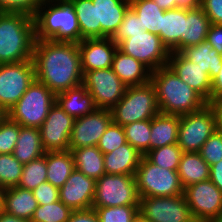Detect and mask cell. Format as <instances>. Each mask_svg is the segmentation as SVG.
<instances>
[{
    "instance_id": "cell-42",
    "label": "cell",
    "mask_w": 222,
    "mask_h": 222,
    "mask_svg": "<svg viewBox=\"0 0 222 222\" xmlns=\"http://www.w3.org/2000/svg\"><path fill=\"white\" fill-rule=\"evenodd\" d=\"M20 132V125L7 116L0 123V154H11Z\"/></svg>"
},
{
    "instance_id": "cell-58",
    "label": "cell",
    "mask_w": 222,
    "mask_h": 222,
    "mask_svg": "<svg viewBox=\"0 0 222 222\" xmlns=\"http://www.w3.org/2000/svg\"><path fill=\"white\" fill-rule=\"evenodd\" d=\"M134 222H145L140 216Z\"/></svg>"
},
{
    "instance_id": "cell-47",
    "label": "cell",
    "mask_w": 222,
    "mask_h": 222,
    "mask_svg": "<svg viewBox=\"0 0 222 222\" xmlns=\"http://www.w3.org/2000/svg\"><path fill=\"white\" fill-rule=\"evenodd\" d=\"M201 7L210 23L222 24V0H202Z\"/></svg>"
},
{
    "instance_id": "cell-45",
    "label": "cell",
    "mask_w": 222,
    "mask_h": 222,
    "mask_svg": "<svg viewBox=\"0 0 222 222\" xmlns=\"http://www.w3.org/2000/svg\"><path fill=\"white\" fill-rule=\"evenodd\" d=\"M43 0H0V12L24 13L34 17Z\"/></svg>"
},
{
    "instance_id": "cell-5",
    "label": "cell",
    "mask_w": 222,
    "mask_h": 222,
    "mask_svg": "<svg viewBox=\"0 0 222 222\" xmlns=\"http://www.w3.org/2000/svg\"><path fill=\"white\" fill-rule=\"evenodd\" d=\"M110 111L112 122L122 127L152 119L160 113L154 85L150 81L144 85L127 87L122 99Z\"/></svg>"
},
{
    "instance_id": "cell-19",
    "label": "cell",
    "mask_w": 222,
    "mask_h": 222,
    "mask_svg": "<svg viewBox=\"0 0 222 222\" xmlns=\"http://www.w3.org/2000/svg\"><path fill=\"white\" fill-rule=\"evenodd\" d=\"M167 65L174 73L210 104L211 79L206 69L192 63L180 52H171Z\"/></svg>"
},
{
    "instance_id": "cell-30",
    "label": "cell",
    "mask_w": 222,
    "mask_h": 222,
    "mask_svg": "<svg viewBox=\"0 0 222 222\" xmlns=\"http://www.w3.org/2000/svg\"><path fill=\"white\" fill-rule=\"evenodd\" d=\"M178 175L183 188L194 183L209 180L210 166L198 152H183L180 158Z\"/></svg>"
},
{
    "instance_id": "cell-16",
    "label": "cell",
    "mask_w": 222,
    "mask_h": 222,
    "mask_svg": "<svg viewBox=\"0 0 222 222\" xmlns=\"http://www.w3.org/2000/svg\"><path fill=\"white\" fill-rule=\"evenodd\" d=\"M111 122L112 114L107 109H96L90 114L76 118L69 140V150L97 146Z\"/></svg>"
},
{
    "instance_id": "cell-27",
    "label": "cell",
    "mask_w": 222,
    "mask_h": 222,
    "mask_svg": "<svg viewBox=\"0 0 222 222\" xmlns=\"http://www.w3.org/2000/svg\"><path fill=\"white\" fill-rule=\"evenodd\" d=\"M210 24V20L201 6L187 8L184 35H181V50L205 42Z\"/></svg>"
},
{
    "instance_id": "cell-25",
    "label": "cell",
    "mask_w": 222,
    "mask_h": 222,
    "mask_svg": "<svg viewBox=\"0 0 222 222\" xmlns=\"http://www.w3.org/2000/svg\"><path fill=\"white\" fill-rule=\"evenodd\" d=\"M187 8L165 10L162 15L161 32L159 37L170 52L181 51V35H184V19Z\"/></svg>"
},
{
    "instance_id": "cell-35",
    "label": "cell",
    "mask_w": 222,
    "mask_h": 222,
    "mask_svg": "<svg viewBox=\"0 0 222 222\" xmlns=\"http://www.w3.org/2000/svg\"><path fill=\"white\" fill-rule=\"evenodd\" d=\"M126 141L142 155L150 151L151 119L123 126Z\"/></svg>"
},
{
    "instance_id": "cell-57",
    "label": "cell",
    "mask_w": 222,
    "mask_h": 222,
    "mask_svg": "<svg viewBox=\"0 0 222 222\" xmlns=\"http://www.w3.org/2000/svg\"><path fill=\"white\" fill-rule=\"evenodd\" d=\"M2 211V190L0 189V212Z\"/></svg>"
},
{
    "instance_id": "cell-28",
    "label": "cell",
    "mask_w": 222,
    "mask_h": 222,
    "mask_svg": "<svg viewBox=\"0 0 222 222\" xmlns=\"http://www.w3.org/2000/svg\"><path fill=\"white\" fill-rule=\"evenodd\" d=\"M45 153L41 141L40 129L36 127H22L17 143L13 150V156L23 165L42 157Z\"/></svg>"
},
{
    "instance_id": "cell-11",
    "label": "cell",
    "mask_w": 222,
    "mask_h": 222,
    "mask_svg": "<svg viewBox=\"0 0 222 222\" xmlns=\"http://www.w3.org/2000/svg\"><path fill=\"white\" fill-rule=\"evenodd\" d=\"M35 79L33 60L0 64V107L8 112Z\"/></svg>"
},
{
    "instance_id": "cell-6",
    "label": "cell",
    "mask_w": 222,
    "mask_h": 222,
    "mask_svg": "<svg viewBox=\"0 0 222 222\" xmlns=\"http://www.w3.org/2000/svg\"><path fill=\"white\" fill-rule=\"evenodd\" d=\"M55 103L56 95L35 79L18 102L8 110L7 117L22 127L39 128Z\"/></svg>"
},
{
    "instance_id": "cell-26",
    "label": "cell",
    "mask_w": 222,
    "mask_h": 222,
    "mask_svg": "<svg viewBox=\"0 0 222 222\" xmlns=\"http://www.w3.org/2000/svg\"><path fill=\"white\" fill-rule=\"evenodd\" d=\"M180 115L158 113L151 119L150 150L177 144Z\"/></svg>"
},
{
    "instance_id": "cell-12",
    "label": "cell",
    "mask_w": 222,
    "mask_h": 222,
    "mask_svg": "<svg viewBox=\"0 0 222 222\" xmlns=\"http://www.w3.org/2000/svg\"><path fill=\"white\" fill-rule=\"evenodd\" d=\"M83 85L93 97L97 109L111 110L124 96L127 86L112 68L87 71Z\"/></svg>"
},
{
    "instance_id": "cell-55",
    "label": "cell",
    "mask_w": 222,
    "mask_h": 222,
    "mask_svg": "<svg viewBox=\"0 0 222 222\" xmlns=\"http://www.w3.org/2000/svg\"><path fill=\"white\" fill-rule=\"evenodd\" d=\"M161 9L171 10L176 8V2H170V0H153Z\"/></svg>"
},
{
    "instance_id": "cell-22",
    "label": "cell",
    "mask_w": 222,
    "mask_h": 222,
    "mask_svg": "<svg viewBox=\"0 0 222 222\" xmlns=\"http://www.w3.org/2000/svg\"><path fill=\"white\" fill-rule=\"evenodd\" d=\"M37 207L32 190L21 187L2 190V211L9 215L31 220Z\"/></svg>"
},
{
    "instance_id": "cell-29",
    "label": "cell",
    "mask_w": 222,
    "mask_h": 222,
    "mask_svg": "<svg viewBox=\"0 0 222 222\" xmlns=\"http://www.w3.org/2000/svg\"><path fill=\"white\" fill-rule=\"evenodd\" d=\"M47 182L61 188L75 170L74 158L70 150L45 152Z\"/></svg>"
},
{
    "instance_id": "cell-59",
    "label": "cell",
    "mask_w": 222,
    "mask_h": 222,
    "mask_svg": "<svg viewBox=\"0 0 222 222\" xmlns=\"http://www.w3.org/2000/svg\"><path fill=\"white\" fill-rule=\"evenodd\" d=\"M191 222H206V221H201V220H196V219H194V220L191 221Z\"/></svg>"
},
{
    "instance_id": "cell-40",
    "label": "cell",
    "mask_w": 222,
    "mask_h": 222,
    "mask_svg": "<svg viewBox=\"0 0 222 222\" xmlns=\"http://www.w3.org/2000/svg\"><path fill=\"white\" fill-rule=\"evenodd\" d=\"M99 222H134L139 217V206L93 208Z\"/></svg>"
},
{
    "instance_id": "cell-54",
    "label": "cell",
    "mask_w": 222,
    "mask_h": 222,
    "mask_svg": "<svg viewBox=\"0 0 222 222\" xmlns=\"http://www.w3.org/2000/svg\"><path fill=\"white\" fill-rule=\"evenodd\" d=\"M0 222H31V220L18 218L1 211Z\"/></svg>"
},
{
    "instance_id": "cell-18",
    "label": "cell",
    "mask_w": 222,
    "mask_h": 222,
    "mask_svg": "<svg viewBox=\"0 0 222 222\" xmlns=\"http://www.w3.org/2000/svg\"><path fill=\"white\" fill-rule=\"evenodd\" d=\"M78 48L84 75L87 71L111 68L118 45L111 37L86 38L78 43Z\"/></svg>"
},
{
    "instance_id": "cell-9",
    "label": "cell",
    "mask_w": 222,
    "mask_h": 222,
    "mask_svg": "<svg viewBox=\"0 0 222 222\" xmlns=\"http://www.w3.org/2000/svg\"><path fill=\"white\" fill-rule=\"evenodd\" d=\"M217 130V115L211 104L199 111L180 115L177 144L183 152H199Z\"/></svg>"
},
{
    "instance_id": "cell-10",
    "label": "cell",
    "mask_w": 222,
    "mask_h": 222,
    "mask_svg": "<svg viewBox=\"0 0 222 222\" xmlns=\"http://www.w3.org/2000/svg\"><path fill=\"white\" fill-rule=\"evenodd\" d=\"M118 49L124 54L139 60L151 72L166 66L171 53L163 44L159 35L152 34L149 31L130 34V37L118 44Z\"/></svg>"
},
{
    "instance_id": "cell-3",
    "label": "cell",
    "mask_w": 222,
    "mask_h": 222,
    "mask_svg": "<svg viewBox=\"0 0 222 222\" xmlns=\"http://www.w3.org/2000/svg\"><path fill=\"white\" fill-rule=\"evenodd\" d=\"M35 41L32 16L0 12V64L32 60Z\"/></svg>"
},
{
    "instance_id": "cell-38",
    "label": "cell",
    "mask_w": 222,
    "mask_h": 222,
    "mask_svg": "<svg viewBox=\"0 0 222 222\" xmlns=\"http://www.w3.org/2000/svg\"><path fill=\"white\" fill-rule=\"evenodd\" d=\"M23 164L13 154H0V189L17 187L22 176Z\"/></svg>"
},
{
    "instance_id": "cell-15",
    "label": "cell",
    "mask_w": 222,
    "mask_h": 222,
    "mask_svg": "<svg viewBox=\"0 0 222 222\" xmlns=\"http://www.w3.org/2000/svg\"><path fill=\"white\" fill-rule=\"evenodd\" d=\"M74 120L57 103L51 107L46 119L39 127L45 152L69 150Z\"/></svg>"
},
{
    "instance_id": "cell-41",
    "label": "cell",
    "mask_w": 222,
    "mask_h": 222,
    "mask_svg": "<svg viewBox=\"0 0 222 222\" xmlns=\"http://www.w3.org/2000/svg\"><path fill=\"white\" fill-rule=\"evenodd\" d=\"M126 143L127 141L123 127L111 122L100 138L97 147L103 154H106Z\"/></svg>"
},
{
    "instance_id": "cell-20",
    "label": "cell",
    "mask_w": 222,
    "mask_h": 222,
    "mask_svg": "<svg viewBox=\"0 0 222 222\" xmlns=\"http://www.w3.org/2000/svg\"><path fill=\"white\" fill-rule=\"evenodd\" d=\"M111 68L127 87L144 85L151 79V71L145 65L118 48Z\"/></svg>"
},
{
    "instance_id": "cell-21",
    "label": "cell",
    "mask_w": 222,
    "mask_h": 222,
    "mask_svg": "<svg viewBox=\"0 0 222 222\" xmlns=\"http://www.w3.org/2000/svg\"><path fill=\"white\" fill-rule=\"evenodd\" d=\"M96 3L97 25L101 38L112 37L124 19L130 0H92Z\"/></svg>"
},
{
    "instance_id": "cell-37",
    "label": "cell",
    "mask_w": 222,
    "mask_h": 222,
    "mask_svg": "<svg viewBox=\"0 0 222 222\" xmlns=\"http://www.w3.org/2000/svg\"><path fill=\"white\" fill-rule=\"evenodd\" d=\"M47 181L46 157L32 160L23 166L22 176L17 187L33 190Z\"/></svg>"
},
{
    "instance_id": "cell-33",
    "label": "cell",
    "mask_w": 222,
    "mask_h": 222,
    "mask_svg": "<svg viewBox=\"0 0 222 222\" xmlns=\"http://www.w3.org/2000/svg\"><path fill=\"white\" fill-rule=\"evenodd\" d=\"M75 10L81 32L86 38H101V25H97L96 3L92 0H69Z\"/></svg>"
},
{
    "instance_id": "cell-53",
    "label": "cell",
    "mask_w": 222,
    "mask_h": 222,
    "mask_svg": "<svg viewBox=\"0 0 222 222\" xmlns=\"http://www.w3.org/2000/svg\"><path fill=\"white\" fill-rule=\"evenodd\" d=\"M217 115V130L222 134V102L211 104Z\"/></svg>"
},
{
    "instance_id": "cell-46",
    "label": "cell",
    "mask_w": 222,
    "mask_h": 222,
    "mask_svg": "<svg viewBox=\"0 0 222 222\" xmlns=\"http://www.w3.org/2000/svg\"><path fill=\"white\" fill-rule=\"evenodd\" d=\"M38 205H48L59 201V188L51 185L49 182L41 183L32 190Z\"/></svg>"
},
{
    "instance_id": "cell-34",
    "label": "cell",
    "mask_w": 222,
    "mask_h": 222,
    "mask_svg": "<svg viewBox=\"0 0 222 222\" xmlns=\"http://www.w3.org/2000/svg\"><path fill=\"white\" fill-rule=\"evenodd\" d=\"M130 7L140 18L142 30L159 35L161 32L162 15L161 9L153 0H130Z\"/></svg>"
},
{
    "instance_id": "cell-39",
    "label": "cell",
    "mask_w": 222,
    "mask_h": 222,
    "mask_svg": "<svg viewBox=\"0 0 222 222\" xmlns=\"http://www.w3.org/2000/svg\"><path fill=\"white\" fill-rule=\"evenodd\" d=\"M72 210L60 200L48 205H38L31 222H68Z\"/></svg>"
},
{
    "instance_id": "cell-7",
    "label": "cell",
    "mask_w": 222,
    "mask_h": 222,
    "mask_svg": "<svg viewBox=\"0 0 222 222\" xmlns=\"http://www.w3.org/2000/svg\"><path fill=\"white\" fill-rule=\"evenodd\" d=\"M140 198L170 197L184 194L177 171L151 163L144 155L135 173Z\"/></svg>"
},
{
    "instance_id": "cell-4",
    "label": "cell",
    "mask_w": 222,
    "mask_h": 222,
    "mask_svg": "<svg viewBox=\"0 0 222 222\" xmlns=\"http://www.w3.org/2000/svg\"><path fill=\"white\" fill-rule=\"evenodd\" d=\"M46 5H49V9H45ZM33 18L36 40L73 43L81 41L77 16L69 0H43Z\"/></svg>"
},
{
    "instance_id": "cell-8",
    "label": "cell",
    "mask_w": 222,
    "mask_h": 222,
    "mask_svg": "<svg viewBox=\"0 0 222 222\" xmlns=\"http://www.w3.org/2000/svg\"><path fill=\"white\" fill-rule=\"evenodd\" d=\"M135 175L104 174L96 180L92 208L139 206Z\"/></svg>"
},
{
    "instance_id": "cell-23",
    "label": "cell",
    "mask_w": 222,
    "mask_h": 222,
    "mask_svg": "<svg viewBox=\"0 0 222 222\" xmlns=\"http://www.w3.org/2000/svg\"><path fill=\"white\" fill-rule=\"evenodd\" d=\"M104 155L105 174L135 175L143 155L128 142Z\"/></svg>"
},
{
    "instance_id": "cell-44",
    "label": "cell",
    "mask_w": 222,
    "mask_h": 222,
    "mask_svg": "<svg viewBox=\"0 0 222 222\" xmlns=\"http://www.w3.org/2000/svg\"><path fill=\"white\" fill-rule=\"evenodd\" d=\"M198 153L209 166L219 163L222 160V134L216 130Z\"/></svg>"
},
{
    "instance_id": "cell-36",
    "label": "cell",
    "mask_w": 222,
    "mask_h": 222,
    "mask_svg": "<svg viewBox=\"0 0 222 222\" xmlns=\"http://www.w3.org/2000/svg\"><path fill=\"white\" fill-rule=\"evenodd\" d=\"M182 153L178 144H170L150 150L144 156L161 168L178 171Z\"/></svg>"
},
{
    "instance_id": "cell-49",
    "label": "cell",
    "mask_w": 222,
    "mask_h": 222,
    "mask_svg": "<svg viewBox=\"0 0 222 222\" xmlns=\"http://www.w3.org/2000/svg\"><path fill=\"white\" fill-rule=\"evenodd\" d=\"M68 222H99L93 208L87 210L72 211Z\"/></svg>"
},
{
    "instance_id": "cell-24",
    "label": "cell",
    "mask_w": 222,
    "mask_h": 222,
    "mask_svg": "<svg viewBox=\"0 0 222 222\" xmlns=\"http://www.w3.org/2000/svg\"><path fill=\"white\" fill-rule=\"evenodd\" d=\"M56 103L74 119L90 114L97 109L93 97L83 84L56 94Z\"/></svg>"
},
{
    "instance_id": "cell-52",
    "label": "cell",
    "mask_w": 222,
    "mask_h": 222,
    "mask_svg": "<svg viewBox=\"0 0 222 222\" xmlns=\"http://www.w3.org/2000/svg\"><path fill=\"white\" fill-rule=\"evenodd\" d=\"M170 2H176V8H197L201 6L202 0H170Z\"/></svg>"
},
{
    "instance_id": "cell-31",
    "label": "cell",
    "mask_w": 222,
    "mask_h": 222,
    "mask_svg": "<svg viewBox=\"0 0 222 222\" xmlns=\"http://www.w3.org/2000/svg\"><path fill=\"white\" fill-rule=\"evenodd\" d=\"M75 169L95 181L105 174L104 155L97 146L82 147L71 151Z\"/></svg>"
},
{
    "instance_id": "cell-50",
    "label": "cell",
    "mask_w": 222,
    "mask_h": 222,
    "mask_svg": "<svg viewBox=\"0 0 222 222\" xmlns=\"http://www.w3.org/2000/svg\"><path fill=\"white\" fill-rule=\"evenodd\" d=\"M222 102V67L211 80L210 104Z\"/></svg>"
},
{
    "instance_id": "cell-1",
    "label": "cell",
    "mask_w": 222,
    "mask_h": 222,
    "mask_svg": "<svg viewBox=\"0 0 222 222\" xmlns=\"http://www.w3.org/2000/svg\"><path fill=\"white\" fill-rule=\"evenodd\" d=\"M32 60L36 80L55 95L83 84L78 43L36 40Z\"/></svg>"
},
{
    "instance_id": "cell-2",
    "label": "cell",
    "mask_w": 222,
    "mask_h": 222,
    "mask_svg": "<svg viewBox=\"0 0 222 222\" xmlns=\"http://www.w3.org/2000/svg\"><path fill=\"white\" fill-rule=\"evenodd\" d=\"M160 113L183 115L202 109L207 102L168 66L151 72Z\"/></svg>"
},
{
    "instance_id": "cell-56",
    "label": "cell",
    "mask_w": 222,
    "mask_h": 222,
    "mask_svg": "<svg viewBox=\"0 0 222 222\" xmlns=\"http://www.w3.org/2000/svg\"><path fill=\"white\" fill-rule=\"evenodd\" d=\"M7 112L0 107V123L6 118Z\"/></svg>"
},
{
    "instance_id": "cell-14",
    "label": "cell",
    "mask_w": 222,
    "mask_h": 222,
    "mask_svg": "<svg viewBox=\"0 0 222 222\" xmlns=\"http://www.w3.org/2000/svg\"><path fill=\"white\" fill-rule=\"evenodd\" d=\"M139 216L145 222H191L194 220L184 194L140 198Z\"/></svg>"
},
{
    "instance_id": "cell-13",
    "label": "cell",
    "mask_w": 222,
    "mask_h": 222,
    "mask_svg": "<svg viewBox=\"0 0 222 222\" xmlns=\"http://www.w3.org/2000/svg\"><path fill=\"white\" fill-rule=\"evenodd\" d=\"M184 196L194 219L222 221V191L210 179L187 186Z\"/></svg>"
},
{
    "instance_id": "cell-51",
    "label": "cell",
    "mask_w": 222,
    "mask_h": 222,
    "mask_svg": "<svg viewBox=\"0 0 222 222\" xmlns=\"http://www.w3.org/2000/svg\"><path fill=\"white\" fill-rule=\"evenodd\" d=\"M209 179L220 191H222V160L210 166Z\"/></svg>"
},
{
    "instance_id": "cell-17",
    "label": "cell",
    "mask_w": 222,
    "mask_h": 222,
    "mask_svg": "<svg viewBox=\"0 0 222 222\" xmlns=\"http://www.w3.org/2000/svg\"><path fill=\"white\" fill-rule=\"evenodd\" d=\"M95 187L94 179L75 169L59 188V200L72 211L91 209Z\"/></svg>"
},
{
    "instance_id": "cell-48",
    "label": "cell",
    "mask_w": 222,
    "mask_h": 222,
    "mask_svg": "<svg viewBox=\"0 0 222 222\" xmlns=\"http://www.w3.org/2000/svg\"><path fill=\"white\" fill-rule=\"evenodd\" d=\"M206 42L222 55V24L211 23L206 36Z\"/></svg>"
},
{
    "instance_id": "cell-43",
    "label": "cell",
    "mask_w": 222,
    "mask_h": 222,
    "mask_svg": "<svg viewBox=\"0 0 222 222\" xmlns=\"http://www.w3.org/2000/svg\"><path fill=\"white\" fill-rule=\"evenodd\" d=\"M140 18L135 11L129 7L124 15L122 23L119 25L111 39L118 45L122 40L130 37V34L143 33Z\"/></svg>"
},
{
    "instance_id": "cell-32",
    "label": "cell",
    "mask_w": 222,
    "mask_h": 222,
    "mask_svg": "<svg viewBox=\"0 0 222 222\" xmlns=\"http://www.w3.org/2000/svg\"><path fill=\"white\" fill-rule=\"evenodd\" d=\"M180 53L192 63H197L198 66L206 69L211 80L219 73L222 67V55L206 41L184 48Z\"/></svg>"
}]
</instances>
